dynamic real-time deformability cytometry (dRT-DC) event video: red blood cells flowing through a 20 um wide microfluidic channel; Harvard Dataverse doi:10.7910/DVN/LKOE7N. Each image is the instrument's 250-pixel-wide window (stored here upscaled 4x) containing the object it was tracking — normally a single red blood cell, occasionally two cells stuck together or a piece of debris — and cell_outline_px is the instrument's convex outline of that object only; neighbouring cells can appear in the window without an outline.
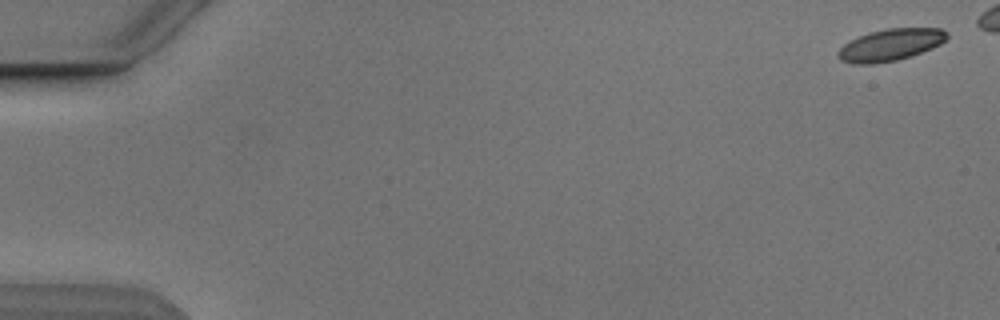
{"species": "Egyptian fruit bat (a non-hibernating species)", "species_latin": "Rousettus aegyptiacus", "temperature_condition": "cold", "stored_images_in_passage": 8, "camera_frame_rate_fps": 3000, "um_per_image_px": 0.085, "animal": {"sex": "male"}, "frame": {"image": 1, "passage_image": 1, "time_ms": 0.0, "image_size_px": [1000, 320], "cell_outline_px": [[948, 36], [940, 44], [932, 48], [896, 60], [872, 64], [852, 64], [840, 60], [836, 56], [836, 52], [844, 44], [868, 32], [888, 28], [940, 28], [948, 32]], "centroid_in_image_um": [75.65, 3.81], "position_along_channel_um": 9.3, "area_um2": 20.11}}
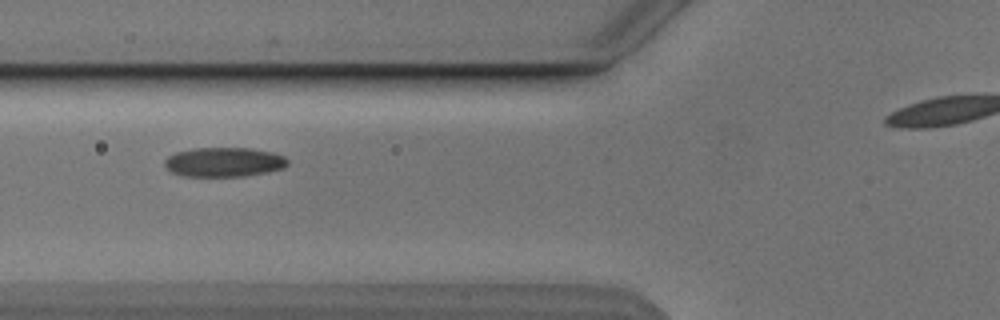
{"frame": {"image": 2, "passage_image": 6, "time_ms": 6.667, "image_size_px": [1000, 320], "cell_outline_px": [[288, 164], [284, 168], [268, 172], [244, 176], [184, 176], [172, 172], [164, 164], [164, 160], [168, 156], [176, 152], [192, 148], [252, 148], [272, 152], [284, 156], [288, 160]], "centroid_in_image_um": [19.06, 13.77], "position_along_channel_um": 106.7, "area_um2": 21.15}}
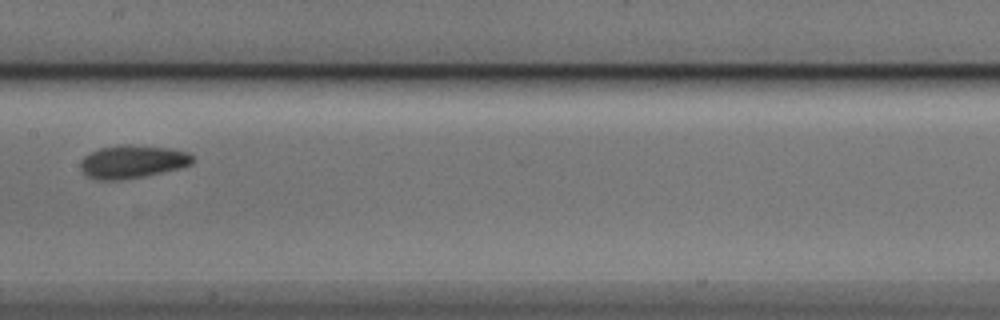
{"frame": {"image": 3, "passage_image": 8, "time_ms": 9.0, "image_size_px": [1000, 320], "cell_outline_px": [[196, 160], [192, 164], [180, 168], [144, 176], [120, 180], [96, 180], [88, 176], [80, 168], [80, 160], [84, 156], [100, 148], [120, 144], [168, 148], [188, 152]], "centroid_in_image_um": [11.26, 13.75], "position_along_channel_um": 196.1, "area_um2": 21.56}}